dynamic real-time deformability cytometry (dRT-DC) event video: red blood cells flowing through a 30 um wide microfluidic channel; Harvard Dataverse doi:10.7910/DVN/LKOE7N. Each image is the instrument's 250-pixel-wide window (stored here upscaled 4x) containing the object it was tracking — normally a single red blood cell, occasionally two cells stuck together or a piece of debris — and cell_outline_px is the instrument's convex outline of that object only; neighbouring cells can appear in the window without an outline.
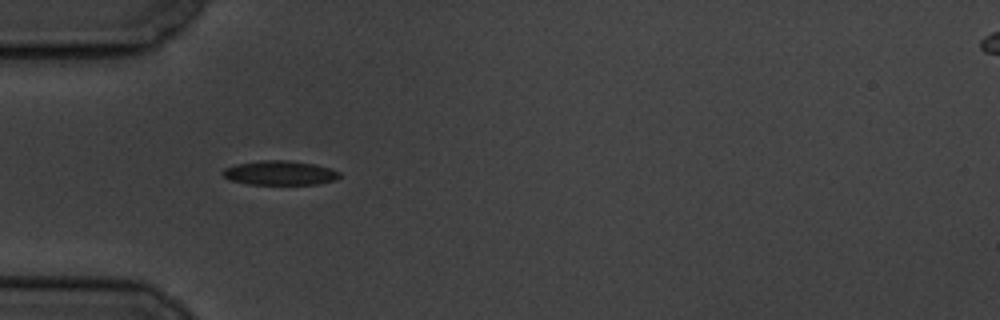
{"species": "common noctule bat (a hibernating species)", "species_latin": "Nyctalus noctula", "temperature_condition": "cold", "stored_images_in_passage": 41, "camera_frame_rate_fps": 3000, "um_per_image_px": 0.085, "animal": {"sex": "male", "body_mass_g": 19.5, "forearm_length_mm": 54.6}, "frame": {"image": 1, "passage_image": 1, "time_ms": 0.0, "image_size_px": [1000, 320], "cell_outline_px": [[340, 176], [336, 180], [316, 184], [248, 184], [232, 180], [224, 176], [220, 172], [224, 168], [236, 164], [260, 160], [288, 160], [316, 164], [340, 172]], "centroid_in_image_um": [23.78, 14.69], "position_along_channel_um": 61.2, "area_um2": 16.53}}
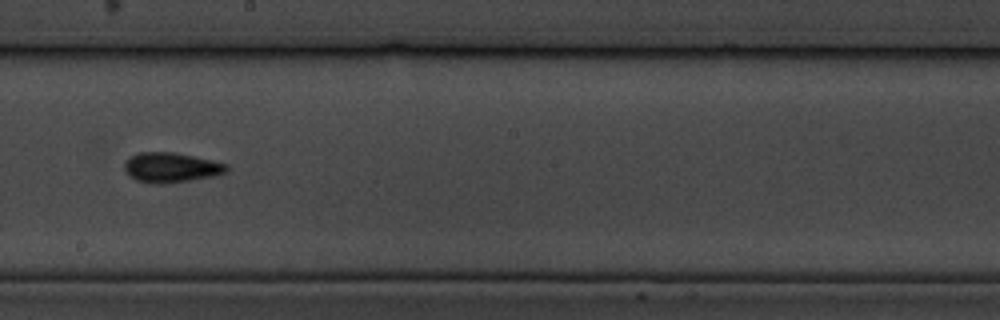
{"frame": {"image": 2, "passage_image": 16, "time_ms": 5.0, "image_size_px": [1000, 320], "cell_outline_px": [[228, 172], [212, 176], [188, 180], [160, 184], [152, 184], [136, 180], [128, 176], [124, 168], [124, 164], [132, 156], [140, 152], [172, 152], [212, 160], [228, 164]], "centroid_in_image_um": [14.53, 14.24], "position_along_channel_um": 233.7, "area_um2": 17.63}}
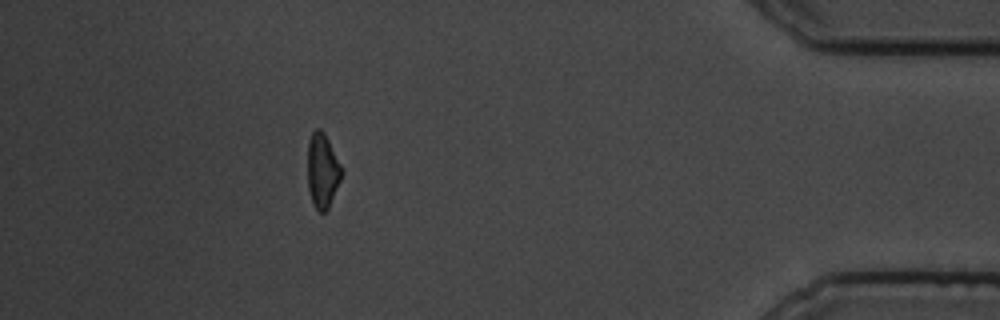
{"frame": {"image": 3, "passage_image": 35, "time_ms": 11.333, "image_size_px": [1000, 320], "cell_outline_px": [[340, 180], [328, 208], [324, 212], [320, 212], [312, 204], [308, 188], [308, 140], [312, 132], [316, 128], [320, 128], [324, 132], [340, 164]], "centroid_in_image_um": [27.37, 14.49], "position_along_channel_um": 407.8, "area_um2": 14.45}, "authors_computed_cell_mechanics": {"area_um2": 16.0106, "velocity_mm_per_s": 3.5147, "shape_relaxation_time_tau1_ms": 4.7211, "shape_relaxation_time_tau2_ms": 4.3329, "deformation_change_tau1": 0.1262, "deformation_change_tau2": 0.1043}}